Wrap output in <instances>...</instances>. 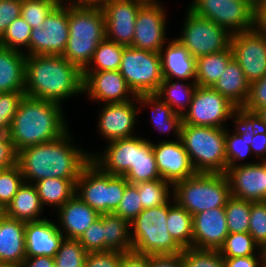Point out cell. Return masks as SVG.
Wrapping results in <instances>:
<instances>
[{"mask_svg":"<svg viewBox=\"0 0 266 267\" xmlns=\"http://www.w3.org/2000/svg\"><path fill=\"white\" fill-rule=\"evenodd\" d=\"M77 147L67 131L55 140L20 150L18 165L24 181L34 184L46 178L78 179L91 161V152Z\"/></svg>","mask_w":266,"mask_h":267,"instance_id":"1","label":"cell"},{"mask_svg":"<svg viewBox=\"0 0 266 267\" xmlns=\"http://www.w3.org/2000/svg\"><path fill=\"white\" fill-rule=\"evenodd\" d=\"M83 71L63 56L34 55L26 57V96L63 104L74 95H83Z\"/></svg>","mask_w":266,"mask_h":267,"instance_id":"2","label":"cell"},{"mask_svg":"<svg viewBox=\"0 0 266 267\" xmlns=\"http://www.w3.org/2000/svg\"><path fill=\"white\" fill-rule=\"evenodd\" d=\"M62 104L24 96L16 111L9 136L19 152L55 140L68 131Z\"/></svg>","mask_w":266,"mask_h":267,"instance_id":"3","label":"cell"},{"mask_svg":"<svg viewBox=\"0 0 266 267\" xmlns=\"http://www.w3.org/2000/svg\"><path fill=\"white\" fill-rule=\"evenodd\" d=\"M68 26L70 35L62 56L83 71L106 38L104 12L101 7L68 3Z\"/></svg>","mask_w":266,"mask_h":267,"instance_id":"4","label":"cell"},{"mask_svg":"<svg viewBox=\"0 0 266 267\" xmlns=\"http://www.w3.org/2000/svg\"><path fill=\"white\" fill-rule=\"evenodd\" d=\"M226 128L182 123L180 140L197 173H225L227 157Z\"/></svg>","mask_w":266,"mask_h":267,"instance_id":"5","label":"cell"},{"mask_svg":"<svg viewBox=\"0 0 266 267\" xmlns=\"http://www.w3.org/2000/svg\"><path fill=\"white\" fill-rule=\"evenodd\" d=\"M174 201L192 216L205 210L225 207L231 197L225 173H196L173 184Z\"/></svg>","mask_w":266,"mask_h":267,"instance_id":"6","label":"cell"},{"mask_svg":"<svg viewBox=\"0 0 266 267\" xmlns=\"http://www.w3.org/2000/svg\"><path fill=\"white\" fill-rule=\"evenodd\" d=\"M168 210L169 201L162 206L143 209L130 223L133 251L146 255L183 252L167 230Z\"/></svg>","mask_w":266,"mask_h":267,"instance_id":"7","label":"cell"},{"mask_svg":"<svg viewBox=\"0 0 266 267\" xmlns=\"http://www.w3.org/2000/svg\"><path fill=\"white\" fill-rule=\"evenodd\" d=\"M128 184L124 176L106 173L90 161L76 181L75 194L99 214L114 213Z\"/></svg>","mask_w":266,"mask_h":267,"instance_id":"8","label":"cell"},{"mask_svg":"<svg viewBox=\"0 0 266 267\" xmlns=\"http://www.w3.org/2000/svg\"><path fill=\"white\" fill-rule=\"evenodd\" d=\"M119 72L136 96L156 94L163 81L160 55L132 46L124 48Z\"/></svg>","mask_w":266,"mask_h":267,"instance_id":"9","label":"cell"},{"mask_svg":"<svg viewBox=\"0 0 266 267\" xmlns=\"http://www.w3.org/2000/svg\"><path fill=\"white\" fill-rule=\"evenodd\" d=\"M184 25L176 38L196 59L221 52L231 46L232 34L214 21L201 18L187 8Z\"/></svg>","mask_w":266,"mask_h":267,"instance_id":"10","label":"cell"},{"mask_svg":"<svg viewBox=\"0 0 266 267\" xmlns=\"http://www.w3.org/2000/svg\"><path fill=\"white\" fill-rule=\"evenodd\" d=\"M239 114L240 110L212 87L197 86L182 120L188 125L227 128L226 120Z\"/></svg>","mask_w":266,"mask_h":267,"instance_id":"11","label":"cell"},{"mask_svg":"<svg viewBox=\"0 0 266 267\" xmlns=\"http://www.w3.org/2000/svg\"><path fill=\"white\" fill-rule=\"evenodd\" d=\"M189 9L231 34L254 29L255 8L246 0H192Z\"/></svg>","mask_w":266,"mask_h":267,"instance_id":"12","label":"cell"},{"mask_svg":"<svg viewBox=\"0 0 266 267\" xmlns=\"http://www.w3.org/2000/svg\"><path fill=\"white\" fill-rule=\"evenodd\" d=\"M69 35L68 3H59L46 17L41 28H32L28 56H62Z\"/></svg>","mask_w":266,"mask_h":267,"instance_id":"13","label":"cell"},{"mask_svg":"<svg viewBox=\"0 0 266 267\" xmlns=\"http://www.w3.org/2000/svg\"><path fill=\"white\" fill-rule=\"evenodd\" d=\"M231 48L250 83L266 75V38L255 28L232 34Z\"/></svg>","mask_w":266,"mask_h":267,"instance_id":"14","label":"cell"},{"mask_svg":"<svg viewBox=\"0 0 266 267\" xmlns=\"http://www.w3.org/2000/svg\"><path fill=\"white\" fill-rule=\"evenodd\" d=\"M162 3H145L138 11L132 47L158 53L168 40ZM164 8V9H163Z\"/></svg>","mask_w":266,"mask_h":267,"instance_id":"15","label":"cell"},{"mask_svg":"<svg viewBox=\"0 0 266 267\" xmlns=\"http://www.w3.org/2000/svg\"><path fill=\"white\" fill-rule=\"evenodd\" d=\"M83 77V94L100 104L124 103L137 98L119 70L83 72Z\"/></svg>","mask_w":266,"mask_h":267,"instance_id":"16","label":"cell"},{"mask_svg":"<svg viewBox=\"0 0 266 267\" xmlns=\"http://www.w3.org/2000/svg\"><path fill=\"white\" fill-rule=\"evenodd\" d=\"M144 4L142 0H112L104 5L106 39L132 46L136 16Z\"/></svg>","mask_w":266,"mask_h":267,"instance_id":"17","label":"cell"},{"mask_svg":"<svg viewBox=\"0 0 266 267\" xmlns=\"http://www.w3.org/2000/svg\"><path fill=\"white\" fill-rule=\"evenodd\" d=\"M137 98L124 103L104 104L97 122L98 131L107 142L135 136L137 114L141 112Z\"/></svg>","mask_w":266,"mask_h":267,"instance_id":"18","label":"cell"},{"mask_svg":"<svg viewBox=\"0 0 266 267\" xmlns=\"http://www.w3.org/2000/svg\"><path fill=\"white\" fill-rule=\"evenodd\" d=\"M231 196L251 202L266 201V166L264 161L227 168Z\"/></svg>","mask_w":266,"mask_h":267,"instance_id":"19","label":"cell"},{"mask_svg":"<svg viewBox=\"0 0 266 267\" xmlns=\"http://www.w3.org/2000/svg\"><path fill=\"white\" fill-rule=\"evenodd\" d=\"M153 152L161 178L172 185L197 173L180 139L153 143Z\"/></svg>","mask_w":266,"mask_h":267,"instance_id":"20","label":"cell"},{"mask_svg":"<svg viewBox=\"0 0 266 267\" xmlns=\"http://www.w3.org/2000/svg\"><path fill=\"white\" fill-rule=\"evenodd\" d=\"M229 234L224 207H217L192 216V247L219 250Z\"/></svg>","mask_w":266,"mask_h":267,"instance_id":"21","label":"cell"},{"mask_svg":"<svg viewBox=\"0 0 266 267\" xmlns=\"http://www.w3.org/2000/svg\"><path fill=\"white\" fill-rule=\"evenodd\" d=\"M64 235L55 222L48 218L26 222L25 247L26 257H55Z\"/></svg>","mask_w":266,"mask_h":267,"instance_id":"22","label":"cell"},{"mask_svg":"<svg viewBox=\"0 0 266 267\" xmlns=\"http://www.w3.org/2000/svg\"><path fill=\"white\" fill-rule=\"evenodd\" d=\"M159 55L163 79L196 82V58L176 38L170 39Z\"/></svg>","mask_w":266,"mask_h":267,"instance_id":"23","label":"cell"},{"mask_svg":"<svg viewBox=\"0 0 266 267\" xmlns=\"http://www.w3.org/2000/svg\"><path fill=\"white\" fill-rule=\"evenodd\" d=\"M56 221L65 238L79 239L83 232L99 218L100 214L83 202L76 194L57 209Z\"/></svg>","mask_w":266,"mask_h":267,"instance_id":"24","label":"cell"},{"mask_svg":"<svg viewBox=\"0 0 266 267\" xmlns=\"http://www.w3.org/2000/svg\"><path fill=\"white\" fill-rule=\"evenodd\" d=\"M233 125H235V130L233 135L226 128L225 136V148L227 157V168L236 167L241 164H252V162H241L249 155H252L251 142L254 135V131L259 127V125L249 116H244L239 114L234 120Z\"/></svg>","mask_w":266,"mask_h":267,"instance_id":"25","label":"cell"},{"mask_svg":"<svg viewBox=\"0 0 266 267\" xmlns=\"http://www.w3.org/2000/svg\"><path fill=\"white\" fill-rule=\"evenodd\" d=\"M26 222L0 216V265L21 266L26 258Z\"/></svg>","mask_w":266,"mask_h":267,"instance_id":"26","label":"cell"},{"mask_svg":"<svg viewBox=\"0 0 266 267\" xmlns=\"http://www.w3.org/2000/svg\"><path fill=\"white\" fill-rule=\"evenodd\" d=\"M105 150L91 153V161L102 171L111 175L124 176L133 165L134 136L108 142Z\"/></svg>","mask_w":266,"mask_h":267,"instance_id":"27","label":"cell"},{"mask_svg":"<svg viewBox=\"0 0 266 267\" xmlns=\"http://www.w3.org/2000/svg\"><path fill=\"white\" fill-rule=\"evenodd\" d=\"M26 57L24 52L0 46V93L24 92Z\"/></svg>","mask_w":266,"mask_h":267,"instance_id":"28","label":"cell"},{"mask_svg":"<svg viewBox=\"0 0 266 267\" xmlns=\"http://www.w3.org/2000/svg\"><path fill=\"white\" fill-rule=\"evenodd\" d=\"M124 177L130 184L162 179L153 152V141L134 136L133 165Z\"/></svg>","mask_w":266,"mask_h":267,"instance_id":"29","label":"cell"},{"mask_svg":"<svg viewBox=\"0 0 266 267\" xmlns=\"http://www.w3.org/2000/svg\"><path fill=\"white\" fill-rule=\"evenodd\" d=\"M212 88L241 110L249 96L250 82L238 62L232 58Z\"/></svg>","mask_w":266,"mask_h":267,"instance_id":"30","label":"cell"},{"mask_svg":"<svg viewBox=\"0 0 266 267\" xmlns=\"http://www.w3.org/2000/svg\"><path fill=\"white\" fill-rule=\"evenodd\" d=\"M36 187L33 183L24 182L16 192L13 200L5 207L3 214L11 219L23 222L39 221L44 212Z\"/></svg>","mask_w":266,"mask_h":267,"instance_id":"31","label":"cell"},{"mask_svg":"<svg viewBox=\"0 0 266 267\" xmlns=\"http://www.w3.org/2000/svg\"><path fill=\"white\" fill-rule=\"evenodd\" d=\"M137 103L139 104V109H142L145 105V107L149 106L148 108L152 110L150 111L152 112L151 123L153 127L158 130V132L160 131L161 133H167L168 136V133L173 131L176 140L180 139L181 127L183 123L182 115L175 113L173 109L156 94L138 95Z\"/></svg>","mask_w":266,"mask_h":267,"instance_id":"32","label":"cell"},{"mask_svg":"<svg viewBox=\"0 0 266 267\" xmlns=\"http://www.w3.org/2000/svg\"><path fill=\"white\" fill-rule=\"evenodd\" d=\"M104 251L129 252L132 250L130 223L114 214H103Z\"/></svg>","mask_w":266,"mask_h":267,"instance_id":"33","label":"cell"},{"mask_svg":"<svg viewBox=\"0 0 266 267\" xmlns=\"http://www.w3.org/2000/svg\"><path fill=\"white\" fill-rule=\"evenodd\" d=\"M77 180L55 177L35 182L34 185L42 206L48 205L56 210L60 208L75 195Z\"/></svg>","mask_w":266,"mask_h":267,"instance_id":"34","label":"cell"},{"mask_svg":"<svg viewBox=\"0 0 266 267\" xmlns=\"http://www.w3.org/2000/svg\"><path fill=\"white\" fill-rule=\"evenodd\" d=\"M197 86L196 82L185 84V80L163 79L156 95L170 106L175 113L183 116L185 110H188L191 104Z\"/></svg>","mask_w":266,"mask_h":267,"instance_id":"35","label":"cell"},{"mask_svg":"<svg viewBox=\"0 0 266 267\" xmlns=\"http://www.w3.org/2000/svg\"><path fill=\"white\" fill-rule=\"evenodd\" d=\"M233 58L231 46L221 52L201 56L196 59V83L202 87H212L221 77L229 61Z\"/></svg>","mask_w":266,"mask_h":267,"instance_id":"36","label":"cell"},{"mask_svg":"<svg viewBox=\"0 0 266 267\" xmlns=\"http://www.w3.org/2000/svg\"><path fill=\"white\" fill-rule=\"evenodd\" d=\"M166 224L169 234L183 249L192 247V215L173 197L169 200Z\"/></svg>","mask_w":266,"mask_h":267,"instance_id":"37","label":"cell"},{"mask_svg":"<svg viewBox=\"0 0 266 267\" xmlns=\"http://www.w3.org/2000/svg\"><path fill=\"white\" fill-rule=\"evenodd\" d=\"M125 47L126 46L117 44L105 38L99 43L89 65L83 70V72L119 70L122 53Z\"/></svg>","mask_w":266,"mask_h":267,"instance_id":"38","label":"cell"},{"mask_svg":"<svg viewBox=\"0 0 266 267\" xmlns=\"http://www.w3.org/2000/svg\"><path fill=\"white\" fill-rule=\"evenodd\" d=\"M134 185L138 189L143 209L162 206L172 198L173 185L166 180L156 179Z\"/></svg>","mask_w":266,"mask_h":267,"instance_id":"39","label":"cell"},{"mask_svg":"<svg viewBox=\"0 0 266 267\" xmlns=\"http://www.w3.org/2000/svg\"><path fill=\"white\" fill-rule=\"evenodd\" d=\"M218 251L223 258L262 255L261 247L254 241L249 232L229 233Z\"/></svg>","mask_w":266,"mask_h":267,"instance_id":"40","label":"cell"},{"mask_svg":"<svg viewBox=\"0 0 266 267\" xmlns=\"http://www.w3.org/2000/svg\"><path fill=\"white\" fill-rule=\"evenodd\" d=\"M224 208L229 233L249 231L251 201L231 196Z\"/></svg>","mask_w":266,"mask_h":267,"instance_id":"41","label":"cell"},{"mask_svg":"<svg viewBox=\"0 0 266 267\" xmlns=\"http://www.w3.org/2000/svg\"><path fill=\"white\" fill-rule=\"evenodd\" d=\"M31 32L32 28L20 16L6 28L5 33L0 38V46L24 52L28 56Z\"/></svg>","mask_w":266,"mask_h":267,"instance_id":"42","label":"cell"},{"mask_svg":"<svg viewBox=\"0 0 266 267\" xmlns=\"http://www.w3.org/2000/svg\"><path fill=\"white\" fill-rule=\"evenodd\" d=\"M88 252L78 239L65 238L54 257L55 267H85Z\"/></svg>","mask_w":266,"mask_h":267,"instance_id":"43","label":"cell"},{"mask_svg":"<svg viewBox=\"0 0 266 267\" xmlns=\"http://www.w3.org/2000/svg\"><path fill=\"white\" fill-rule=\"evenodd\" d=\"M58 4L57 0H22L21 17L31 28H41L46 17Z\"/></svg>","mask_w":266,"mask_h":267,"instance_id":"44","label":"cell"},{"mask_svg":"<svg viewBox=\"0 0 266 267\" xmlns=\"http://www.w3.org/2000/svg\"><path fill=\"white\" fill-rule=\"evenodd\" d=\"M183 267H225L224 259L218 250L184 248Z\"/></svg>","mask_w":266,"mask_h":267,"instance_id":"45","label":"cell"},{"mask_svg":"<svg viewBox=\"0 0 266 267\" xmlns=\"http://www.w3.org/2000/svg\"><path fill=\"white\" fill-rule=\"evenodd\" d=\"M24 182L18 164L2 169L0 172V206L3 210L13 200L16 192Z\"/></svg>","mask_w":266,"mask_h":267,"instance_id":"46","label":"cell"},{"mask_svg":"<svg viewBox=\"0 0 266 267\" xmlns=\"http://www.w3.org/2000/svg\"><path fill=\"white\" fill-rule=\"evenodd\" d=\"M143 210L140 195L134 184H128L124 190L123 197L114 214L124 218L131 223Z\"/></svg>","mask_w":266,"mask_h":267,"instance_id":"47","label":"cell"},{"mask_svg":"<svg viewBox=\"0 0 266 267\" xmlns=\"http://www.w3.org/2000/svg\"><path fill=\"white\" fill-rule=\"evenodd\" d=\"M24 92L0 93V133H9Z\"/></svg>","mask_w":266,"mask_h":267,"instance_id":"48","label":"cell"},{"mask_svg":"<svg viewBox=\"0 0 266 267\" xmlns=\"http://www.w3.org/2000/svg\"><path fill=\"white\" fill-rule=\"evenodd\" d=\"M248 232L260 247L266 245V201L251 202Z\"/></svg>","mask_w":266,"mask_h":267,"instance_id":"49","label":"cell"},{"mask_svg":"<svg viewBox=\"0 0 266 267\" xmlns=\"http://www.w3.org/2000/svg\"><path fill=\"white\" fill-rule=\"evenodd\" d=\"M262 107H266V75L250 83L249 96L240 114L251 117Z\"/></svg>","mask_w":266,"mask_h":267,"instance_id":"50","label":"cell"},{"mask_svg":"<svg viewBox=\"0 0 266 267\" xmlns=\"http://www.w3.org/2000/svg\"><path fill=\"white\" fill-rule=\"evenodd\" d=\"M78 240L88 253L104 251L103 214H100Z\"/></svg>","mask_w":266,"mask_h":267,"instance_id":"51","label":"cell"},{"mask_svg":"<svg viewBox=\"0 0 266 267\" xmlns=\"http://www.w3.org/2000/svg\"><path fill=\"white\" fill-rule=\"evenodd\" d=\"M22 0H0V38L6 28L21 16Z\"/></svg>","mask_w":266,"mask_h":267,"instance_id":"52","label":"cell"},{"mask_svg":"<svg viewBox=\"0 0 266 267\" xmlns=\"http://www.w3.org/2000/svg\"><path fill=\"white\" fill-rule=\"evenodd\" d=\"M122 254L117 251L89 252L85 267H120Z\"/></svg>","mask_w":266,"mask_h":267,"instance_id":"53","label":"cell"},{"mask_svg":"<svg viewBox=\"0 0 266 267\" xmlns=\"http://www.w3.org/2000/svg\"><path fill=\"white\" fill-rule=\"evenodd\" d=\"M18 164V151L8 133H0V167L9 168Z\"/></svg>","mask_w":266,"mask_h":267,"instance_id":"54","label":"cell"},{"mask_svg":"<svg viewBox=\"0 0 266 267\" xmlns=\"http://www.w3.org/2000/svg\"><path fill=\"white\" fill-rule=\"evenodd\" d=\"M149 267H183L182 252L176 254L149 255Z\"/></svg>","mask_w":266,"mask_h":267,"instance_id":"55","label":"cell"},{"mask_svg":"<svg viewBox=\"0 0 266 267\" xmlns=\"http://www.w3.org/2000/svg\"><path fill=\"white\" fill-rule=\"evenodd\" d=\"M250 147L258 161H266V128L259 126L254 131Z\"/></svg>","mask_w":266,"mask_h":267,"instance_id":"56","label":"cell"},{"mask_svg":"<svg viewBox=\"0 0 266 267\" xmlns=\"http://www.w3.org/2000/svg\"><path fill=\"white\" fill-rule=\"evenodd\" d=\"M120 267H149V255L133 250L124 252L121 256Z\"/></svg>","mask_w":266,"mask_h":267,"instance_id":"57","label":"cell"},{"mask_svg":"<svg viewBox=\"0 0 266 267\" xmlns=\"http://www.w3.org/2000/svg\"><path fill=\"white\" fill-rule=\"evenodd\" d=\"M225 267H262V255L223 258Z\"/></svg>","mask_w":266,"mask_h":267,"instance_id":"58","label":"cell"},{"mask_svg":"<svg viewBox=\"0 0 266 267\" xmlns=\"http://www.w3.org/2000/svg\"><path fill=\"white\" fill-rule=\"evenodd\" d=\"M254 28L266 38V0L255 7Z\"/></svg>","mask_w":266,"mask_h":267,"instance_id":"59","label":"cell"},{"mask_svg":"<svg viewBox=\"0 0 266 267\" xmlns=\"http://www.w3.org/2000/svg\"><path fill=\"white\" fill-rule=\"evenodd\" d=\"M21 267H55L54 258L49 256L26 257Z\"/></svg>","mask_w":266,"mask_h":267,"instance_id":"60","label":"cell"},{"mask_svg":"<svg viewBox=\"0 0 266 267\" xmlns=\"http://www.w3.org/2000/svg\"><path fill=\"white\" fill-rule=\"evenodd\" d=\"M112 0H75L73 4L82 7H103Z\"/></svg>","mask_w":266,"mask_h":267,"instance_id":"61","label":"cell"},{"mask_svg":"<svg viewBox=\"0 0 266 267\" xmlns=\"http://www.w3.org/2000/svg\"><path fill=\"white\" fill-rule=\"evenodd\" d=\"M251 118L263 128H266V107L258 109Z\"/></svg>","mask_w":266,"mask_h":267,"instance_id":"62","label":"cell"},{"mask_svg":"<svg viewBox=\"0 0 266 267\" xmlns=\"http://www.w3.org/2000/svg\"><path fill=\"white\" fill-rule=\"evenodd\" d=\"M262 267H266V245L261 247Z\"/></svg>","mask_w":266,"mask_h":267,"instance_id":"63","label":"cell"},{"mask_svg":"<svg viewBox=\"0 0 266 267\" xmlns=\"http://www.w3.org/2000/svg\"><path fill=\"white\" fill-rule=\"evenodd\" d=\"M249 2L254 8L259 5L263 0H246Z\"/></svg>","mask_w":266,"mask_h":267,"instance_id":"64","label":"cell"},{"mask_svg":"<svg viewBox=\"0 0 266 267\" xmlns=\"http://www.w3.org/2000/svg\"><path fill=\"white\" fill-rule=\"evenodd\" d=\"M145 3H159V0H142Z\"/></svg>","mask_w":266,"mask_h":267,"instance_id":"65","label":"cell"},{"mask_svg":"<svg viewBox=\"0 0 266 267\" xmlns=\"http://www.w3.org/2000/svg\"><path fill=\"white\" fill-rule=\"evenodd\" d=\"M59 3H73L75 0H57ZM71 1V2H70Z\"/></svg>","mask_w":266,"mask_h":267,"instance_id":"66","label":"cell"},{"mask_svg":"<svg viewBox=\"0 0 266 267\" xmlns=\"http://www.w3.org/2000/svg\"><path fill=\"white\" fill-rule=\"evenodd\" d=\"M0 267H21L18 265H0Z\"/></svg>","mask_w":266,"mask_h":267,"instance_id":"67","label":"cell"},{"mask_svg":"<svg viewBox=\"0 0 266 267\" xmlns=\"http://www.w3.org/2000/svg\"><path fill=\"white\" fill-rule=\"evenodd\" d=\"M3 214V209L0 206V216Z\"/></svg>","mask_w":266,"mask_h":267,"instance_id":"68","label":"cell"}]
</instances>
